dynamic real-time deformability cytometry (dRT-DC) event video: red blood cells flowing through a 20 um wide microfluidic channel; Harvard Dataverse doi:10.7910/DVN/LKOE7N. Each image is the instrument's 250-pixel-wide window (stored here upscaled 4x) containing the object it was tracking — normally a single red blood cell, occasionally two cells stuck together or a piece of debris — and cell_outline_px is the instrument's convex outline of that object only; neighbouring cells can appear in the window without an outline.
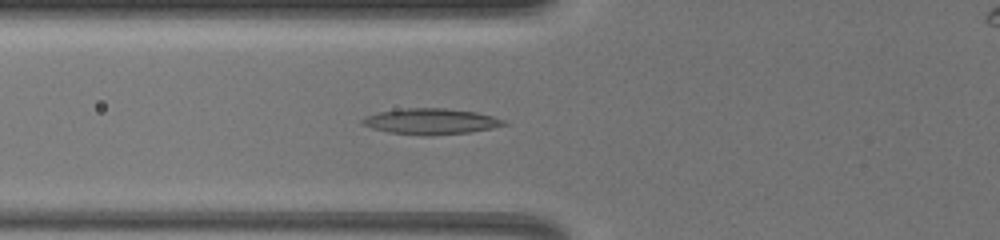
{"species": "common noctule bat (a hibernating species)", "species_latin": "Nyctalus noctula", "temperature_condition": "warm", "stored_images_in_passage": 56, "segment_of_instrument_passage": [1, 2], "camera_frame_rate_fps": 3000, "um_per_image_px": 0.085, "animal": {"sex": "female", "body_mass_g": 19.5, "forearm_length_mm": 54.1}, "frame": {"image": 1, "passage_image": 8, "time_ms": 1.0, "image_size_px": [1000, 240], "cell_outline_px": [[508, 124], [492, 128], [468, 132], [428, 136], [424, 136], [388, 132], [372, 128], [360, 124], [360, 120], [368, 116], [380, 112], [404, 108], [444, 108], [476, 112], [492, 116], [504, 120]], "centroid_in_image_um": [36.61, 10.32], "position_along_channel_um": 89.2, "area_um2": 21.21}}
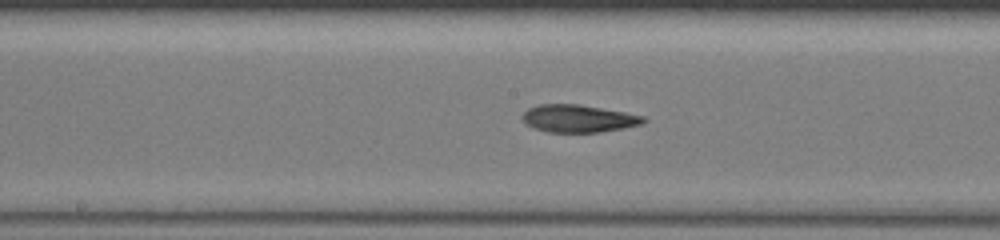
{"frame": {"image": 2, "passage_image": 18, "time_ms": 3.667, "image_size_px": [1000, 240], "cell_outline_px": [[648, 120], [644, 124], [624, 128], [600, 132], [548, 132], [532, 128], [520, 116], [528, 108], [536, 104], [580, 104], [624, 112], [644, 116]], "centroid_in_image_um": [49.17, 10.07], "position_along_channel_um": 199.0, "area_um2": 19.59}}
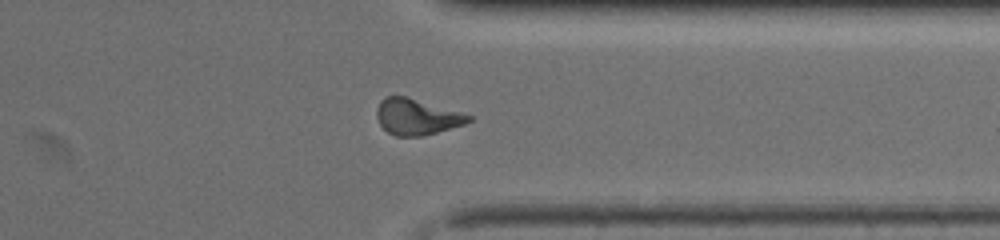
{"frame": {"image": 3, "passage_image": 34, "time_ms": 8.0, "image_size_px": [1000, 240], "cell_outline_px": [[472, 120], [464, 124], [436, 132], [420, 136], [396, 136], [388, 132], [380, 124], [376, 116], [376, 108], [380, 100], [384, 96], [404, 96], [460, 112], [472, 116]], "centroid_in_image_um": [35.38, 9.92], "position_along_channel_um": 376.0, "area_um2": 18.96}}